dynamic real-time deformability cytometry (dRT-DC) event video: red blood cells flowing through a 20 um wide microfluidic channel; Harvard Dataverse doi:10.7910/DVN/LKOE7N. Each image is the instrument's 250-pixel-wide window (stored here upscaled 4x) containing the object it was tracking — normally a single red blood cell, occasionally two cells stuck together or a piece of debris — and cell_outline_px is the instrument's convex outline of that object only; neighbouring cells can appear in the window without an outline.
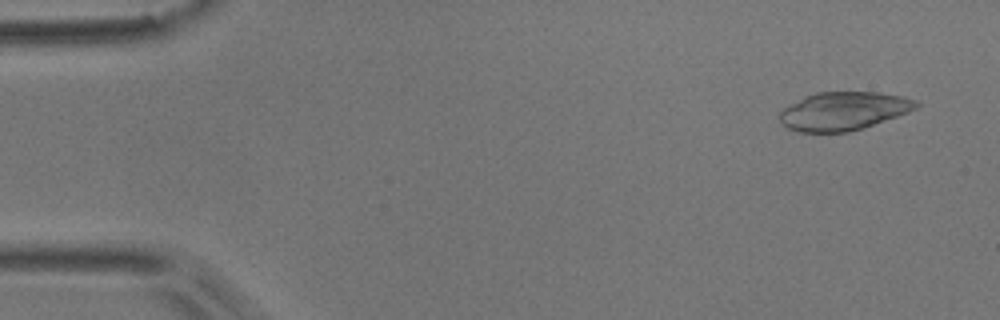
{"species": "common noctule bat (a hibernating species)", "species_latin": "Nyctalus noctula", "temperature_condition": "room temperature", "stored_images_in_passage": 4, "segment_of_instrument_passage": [1, 2], "camera_frame_rate_fps": 3000, "um_per_image_px": 0.085, "animal": {"sex": "male", "body_mass_g": 17.9}, "frame": {"image": 1, "passage_image": 1, "time_ms": 0.0, "image_size_px": [1000, 320], "cell_outline_px": [[920, 104], [916, 108], [908, 112], [848, 132], [800, 132], [784, 128], [780, 124], [780, 112], [784, 108], [804, 96], [816, 92], [880, 92], [904, 96], [916, 100]], "centroid_in_image_um": [71.66, 9.43], "position_along_channel_um": 13.3, "area_um2": 30.4}}